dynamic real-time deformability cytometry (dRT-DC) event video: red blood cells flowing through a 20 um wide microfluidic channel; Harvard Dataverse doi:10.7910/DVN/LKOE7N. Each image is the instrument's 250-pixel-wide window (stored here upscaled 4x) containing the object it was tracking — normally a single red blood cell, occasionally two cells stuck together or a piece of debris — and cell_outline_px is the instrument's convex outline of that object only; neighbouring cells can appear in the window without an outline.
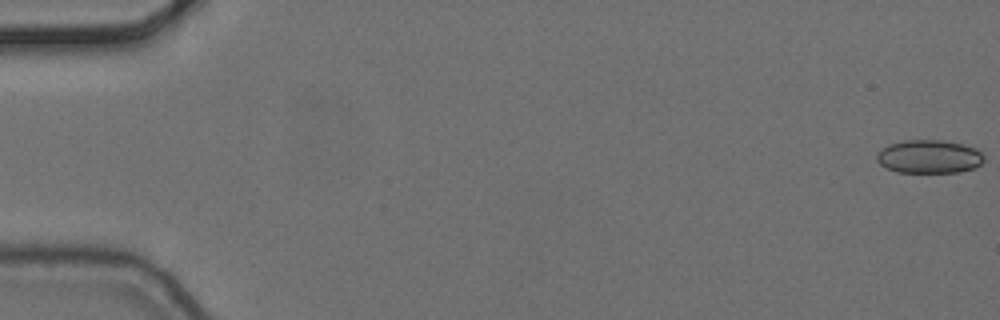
{"species": "common noctule bat (a hibernating species)", "species_latin": "Nyctalus noctula", "temperature_condition": "cold", "stored_images_in_passage": 5, "camera_frame_rate_fps": 3000, "um_per_image_px": 0.085, "animal": {"sex": "female", "body_mass_g": 24.6, "forearm_length_mm": 56.2}, "frame": {"image": 1, "passage_image": 1, "time_ms": 0.0, "image_size_px": [1000, 320], "cell_outline_px": [[984, 160], [976, 168], [960, 172], [896, 172], [880, 164], [876, 160], [876, 152], [888, 144], [904, 140], [944, 140], [964, 144], [976, 148], [984, 156]], "centroid_in_image_um": [78.97, 13.3], "position_along_channel_um": 6.0, "area_um2": 21.1}}
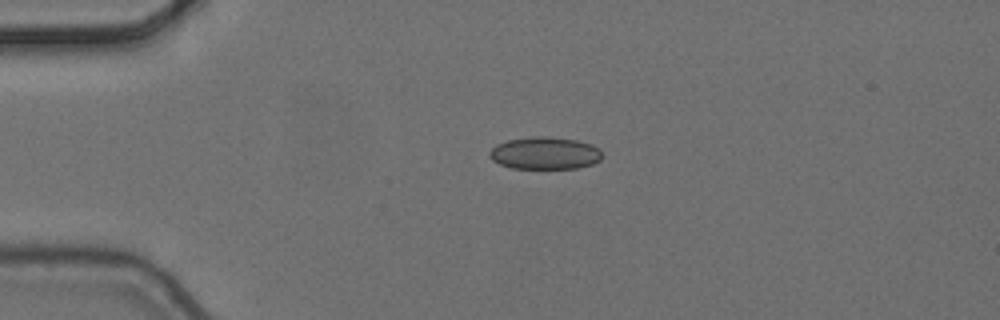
{"frame": {"image": 2, "passage_image": 4, "time_ms": 1.0, "image_size_px": [1000, 320], "cell_outline_px": [[600, 160], [592, 164], [576, 168], [512, 168], [500, 164], [492, 160], [488, 156], [488, 152], [496, 144], [508, 140], [532, 136], [548, 136], [576, 140], [592, 144], [600, 148]], "centroid_in_image_um": [46.29, 13.01], "position_along_channel_um": 38.7, "area_um2": 21.27}}